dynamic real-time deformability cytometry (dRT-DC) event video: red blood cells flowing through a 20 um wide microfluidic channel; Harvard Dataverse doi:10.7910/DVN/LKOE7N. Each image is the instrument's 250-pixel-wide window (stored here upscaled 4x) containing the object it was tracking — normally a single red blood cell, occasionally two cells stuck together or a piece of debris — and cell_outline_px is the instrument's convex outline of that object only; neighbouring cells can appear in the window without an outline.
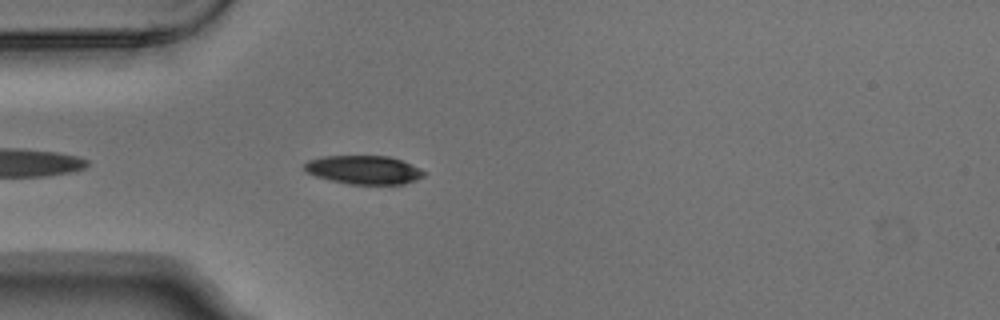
{"species": "Egyptian fruit bat (a non-hibernating species)", "species_latin": "Rousettus aegyptiacus", "temperature_condition": "warm", "stored_images_in_passage": 5, "camera_frame_rate_fps": 3000, "um_per_image_px": 0.085, "animal": {"sex": "male"}, "frame": {"image": 1, "passage_image": 5, "time_ms": 1.333, "image_size_px": [1000, 320], "cell_outline_px": [[424, 176], [416, 180], [404, 184], [348, 184], [316, 176], [308, 172], [304, 168], [304, 164], [308, 160], [324, 156], [388, 156], [400, 160], [420, 168], [424, 172]], "centroid_in_image_um": [30.93, 14.44], "position_along_channel_um": 54.1, "area_um2": 19.71}}